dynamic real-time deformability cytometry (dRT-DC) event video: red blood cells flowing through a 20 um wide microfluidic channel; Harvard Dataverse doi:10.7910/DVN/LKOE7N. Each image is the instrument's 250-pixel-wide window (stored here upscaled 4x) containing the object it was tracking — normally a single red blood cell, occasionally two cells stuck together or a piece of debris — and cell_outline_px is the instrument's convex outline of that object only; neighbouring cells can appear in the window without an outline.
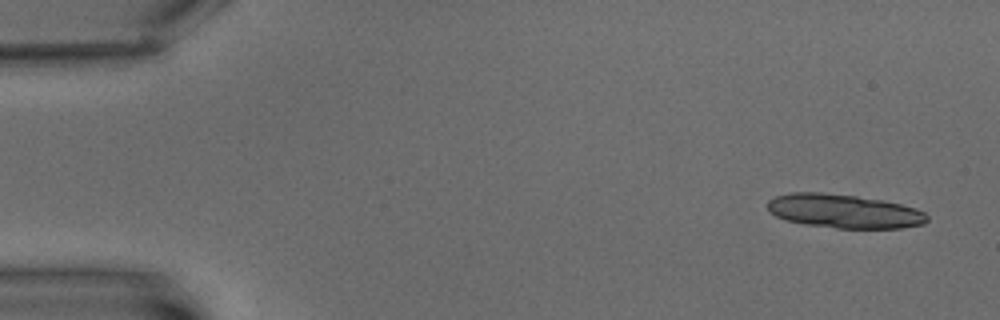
{"species": "common noctule bat (a hibernating species)", "species_latin": "Nyctalus noctula", "temperature_condition": "warm", "stored_images_in_passage": 5, "camera_frame_rate_fps": 3000, "um_per_image_px": 0.085, "animal": {"sex": "male", "body_mass_g": 15.6}, "frame": {"image": 1, "passage_image": 1, "time_ms": 0.0, "image_size_px": [1000, 320], "cell_outline_px": [[928, 220], [924, 224], [900, 228], [836, 228], [804, 224], [784, 220], [768, 212], [768, 200], [776, 196], [792, 192], [820, 192], [856, 196], [884, 200], [916, 208], [924, 212], [928, 216]], "centroid_in_image_um": [71.73, 17.95], "position_along_channel_um": 13.3, "area_um2": 31.62}}